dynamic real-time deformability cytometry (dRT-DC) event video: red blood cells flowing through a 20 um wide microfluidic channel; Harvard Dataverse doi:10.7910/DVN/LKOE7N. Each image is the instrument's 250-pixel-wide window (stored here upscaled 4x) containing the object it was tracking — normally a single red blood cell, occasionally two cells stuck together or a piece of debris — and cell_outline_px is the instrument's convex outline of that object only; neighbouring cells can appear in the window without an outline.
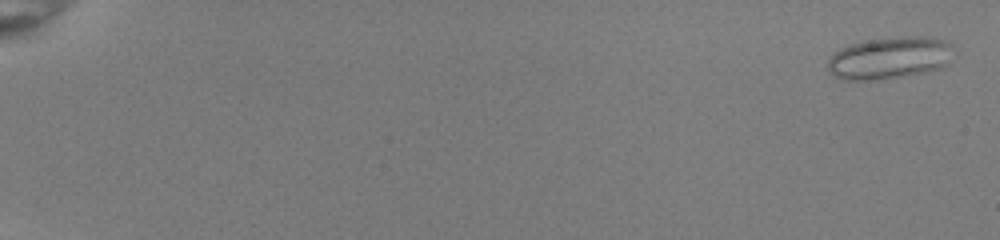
{"species": "common noctule bat (a hibernating species)", "species_latin": "Nyctalus noctula", "temperature_condition": "room temperature", "stored_images_in_passage": 53, "camera_frame_rate_fps": 3000, "um_per_image_px": 0.085, "animal": {"sex": "female", "body_mass_g": 22.0, "forearm_length_mm": 56.7}, "frame": {"image": 1, "passage_image": 2, "time_ms": 0.333, "image_size_px": [1000, 240], "cell_outline_px": [[956, 52], [948, 64], [940, 68], [924, 72], [884, 80], [844, 80], [832, 76], [828, 72], [828, 60], [832, 52], [848, 44], [868, 40], [904, 36], [928, 36], [944, 40], [952, 44]], "centroid_in_image_um": [75.62, 4.93], "position_along_channel_um": 9.4, "area_um2": 31.67}}
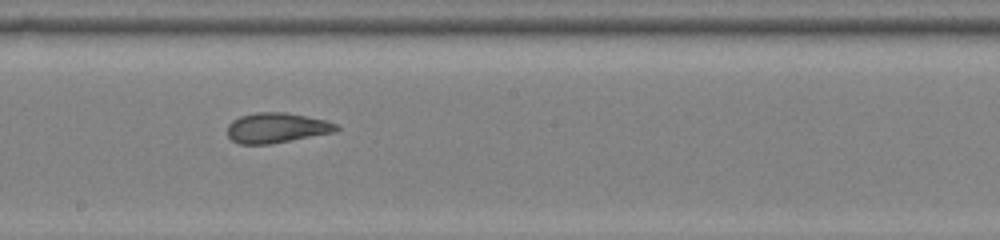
{"frame": {"image": 2, "passage_image": 33, "time_ms": 10.667, "image_size_px": [1000, 240], "cell_outline_px": [[340, 128], [336, 132], [268, 144], [240, 144], [232, 140], [228, 136], [228, 124], [232, 120], [240, 116], [256, 112], [288, 112], [324, 120], [336, 124]], "centroid_in_image_um": [23.5, 10.86], "position_along_channel_um": 224.7, "area_um2": 19.07}}
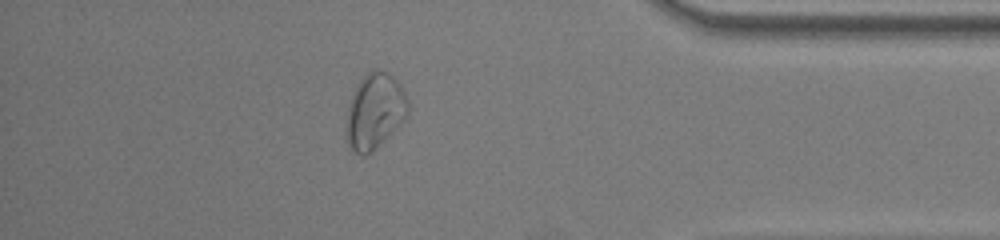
{"frame": {"image": 3, "passage_image": 48, "time_ms": 15.667, "image_size_px": [1000, 240], "cell_outline_px": [[408, 112], [404, 120], [372, 152], [364, 156], [360, 156], [348, 148], [344, 128], [344, 120], [352, 96], [360, 80], [372, 68], [376, 68], [388, 72], [400, 84], [408, 100]], "centroid_in_image_um": [31.82, 9.48], "position_along_channel_um": 403.4, "area_um2": 27.51}, "authors_computed_cell_mechanics": {"area_um2": 23.2934, "velocity_mm_per_s": 4.0015, "shape_relaxation_time_tau1_ms": null, "shape_relaxation_time_tau2_ms": 1.0146, "deformation_change_tau1": null, "deformation_change_tau2": 0.0741}}